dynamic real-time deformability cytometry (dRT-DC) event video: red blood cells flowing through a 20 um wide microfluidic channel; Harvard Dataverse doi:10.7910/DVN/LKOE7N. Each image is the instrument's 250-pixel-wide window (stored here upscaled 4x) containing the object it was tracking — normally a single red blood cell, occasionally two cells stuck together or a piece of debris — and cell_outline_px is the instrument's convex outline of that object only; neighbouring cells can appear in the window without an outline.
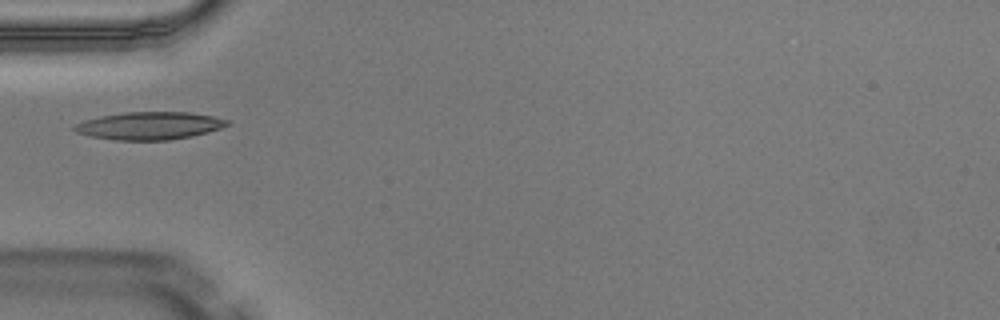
{"species": "Egyptian fruit bat (a non-hibernating species)", "species_latin": "Rousettus aegyptiacus", "temperature_condition": "warm", "stored_images_in_passage": 3, "camera_frame_rate_fps": 3000, "um_per_image_px": 0.085, "animal": {"sex": "male"}, "frame": {"image": 1, "passage_image": 3, "time_ms": 0.667, "image_size_px": [1000, 320], "cell_outline_px": [[232, 124], [208, 132], [192, 136], [168, 140], [116, 140], [92, 136], [76, 132], [72, 128], [76, 124], [84, 120], [100, 116], [124, 112], [188, 112], [212, 116], [228, 120]], "centroid_in_image_um": [12.72, 10.68], "position_along_channel_um": 72.3, "area_um2": 24.57}}